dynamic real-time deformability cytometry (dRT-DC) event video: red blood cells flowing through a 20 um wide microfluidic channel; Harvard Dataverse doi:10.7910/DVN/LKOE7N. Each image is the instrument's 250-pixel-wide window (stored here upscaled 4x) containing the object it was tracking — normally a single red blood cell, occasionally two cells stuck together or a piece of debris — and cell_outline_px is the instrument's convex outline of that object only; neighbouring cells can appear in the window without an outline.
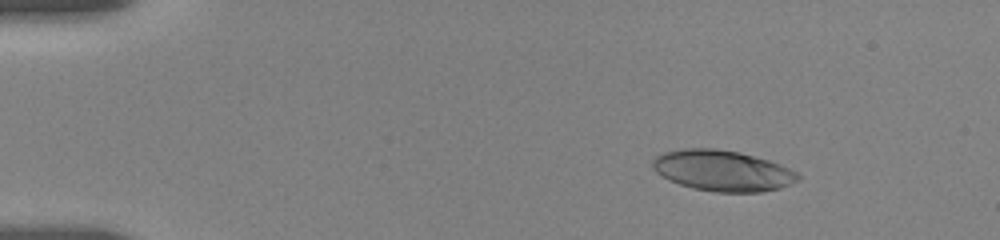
{"species": "human", "species_latin": "Homo sapiens", "temperature_condition": "room temperature", "stored_images_in_passage": 36, "camera_frame_rate_fps": 3000, "um_per_image_px": 0.085, "donor": {"sex": "female"}, "frame": {"image": 1, "passage_image": 19, "time_ms": 2.333, "image_size_px": [1000, 240], "cell_outline_px": [[800, 180], [780, 188], [760, 192], [716, 192], [692, 188], [668, 180], [656, 172], [652, 168], [652, 160], [656, 156], [664, 152], [680, 148], [716, 148], [740, 152], [768, 160], [780, 164], [796, 172], [800, 176]], "centroid_in_image_um": [61.39, 14.5], "position_along_channel_um": 23.6, "area_um2": 34.74}}
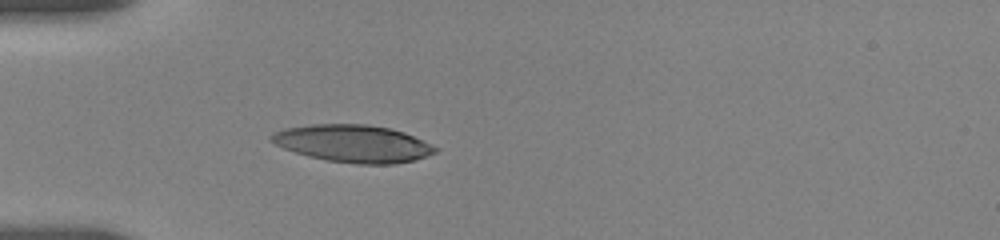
{"frame": {"image": 2, "passage_image": 34, "time_ms": 5.333, "image_size_px": [1000, 240], "cell_outline_px": [[440, 148], [436, 152], [412, 160], [396, 164], [356, 164], [328, 160], [308, 156], [284, 148], [268, 140], [268, 136], [284, 128], [312, 124], [364, 124], [388, 128], [404, 132]], "centroid_in_image_um": [30.0, 12.2], "position_along_channel_um": 55.0, "area_um2": 35.49}}